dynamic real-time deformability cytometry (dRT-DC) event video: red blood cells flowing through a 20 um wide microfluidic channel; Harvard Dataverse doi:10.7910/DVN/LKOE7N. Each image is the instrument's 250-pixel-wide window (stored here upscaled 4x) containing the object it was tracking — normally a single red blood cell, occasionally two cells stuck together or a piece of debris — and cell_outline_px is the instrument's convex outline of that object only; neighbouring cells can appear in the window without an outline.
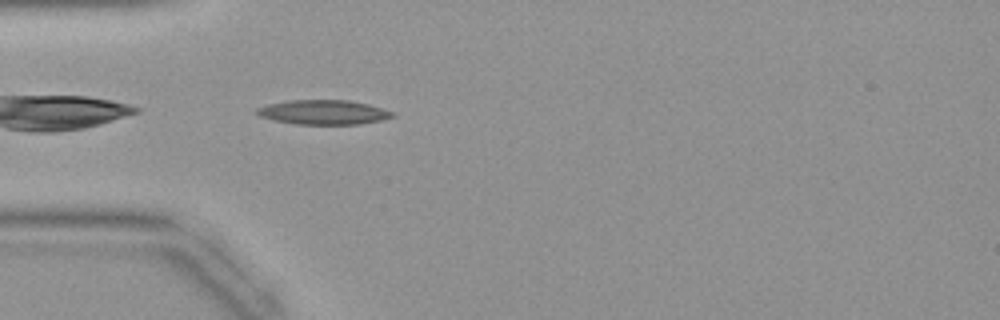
{"species": "common noctule bat (a hibernating species)", "species_latin": "Nyctalus noctula", "temperature_condition": "warm", "stored_images_in_passage": 31, "camera_frame_rate_fps": 3000, "um_per_image_px": 0.085, "animal": {"sex": "female", "body_mass_g": 19.9}, "frame": {"image": 1, "passage_image": 1, "time_ms": 0.0, "image_size_px": [1000, 320], "cell_outline_px": [[396, 116], [380, 120], [360, 124], [296, 124], [272, 120], [260, 116], [256, 112], [256, 108], [268, 104], [288, 100], [348, 100], [368, 104], [396, 112]], "centroid_in_image_um": [27.51, 9.54], "position_along_channel_um": 57.5, "area_um2": 19.42}}
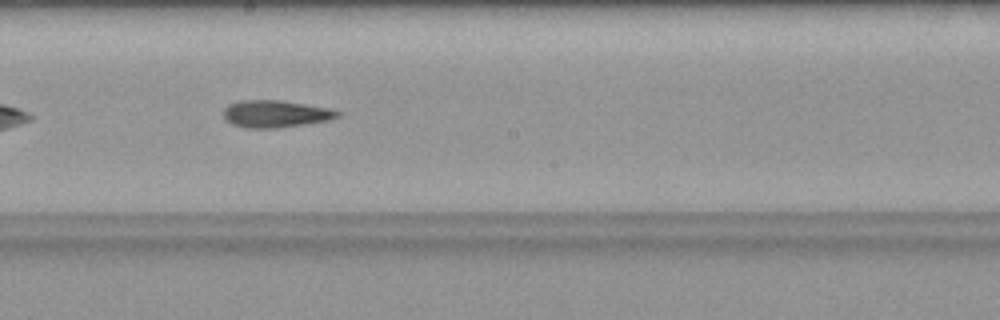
{"frame": {"image": 2, "passage_image": 12, "time_ms": 3.667, "image_size_px": [1000, 320], "cell_outline_px": [[340, 116], [332, 120], [276, 128], [244, 128], [232, 124], [224, 116], [224, 108], [228, 104], [240, 100], [280, 100], [328, 108], [340, 112]], "centroid_in_image_um": [23.42, 9.68], "position_along_channel_um": 224.8, "area_um2": 18.03}}
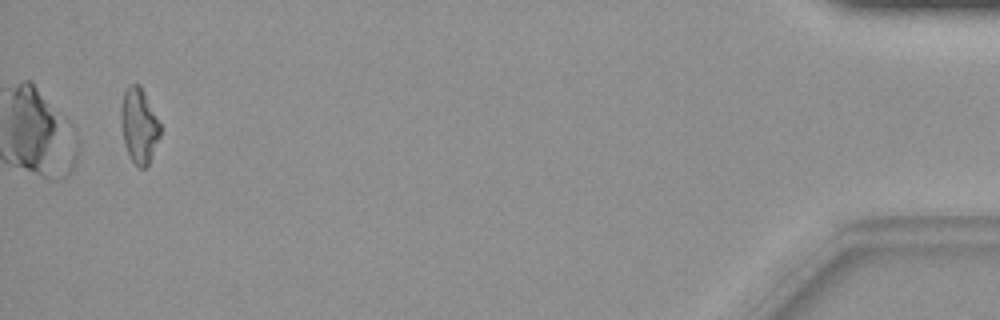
{"frame": {"image": 3, "passage_image": 30, "time_ms": 9.667, "image_size_px": [1000, 320], "cell_outline_px": [[160, 136], [148, 164], [144, 168], [140, 168], [132, 160], [124, 144], [120, 124], [120, 108], [124, 92], [128, 84], [140, 84], [160, 124]], "centroid_in_image_um": [11.79, 10.65], "position_along_channel_um": 423.4, "area_um2": 17.05}}